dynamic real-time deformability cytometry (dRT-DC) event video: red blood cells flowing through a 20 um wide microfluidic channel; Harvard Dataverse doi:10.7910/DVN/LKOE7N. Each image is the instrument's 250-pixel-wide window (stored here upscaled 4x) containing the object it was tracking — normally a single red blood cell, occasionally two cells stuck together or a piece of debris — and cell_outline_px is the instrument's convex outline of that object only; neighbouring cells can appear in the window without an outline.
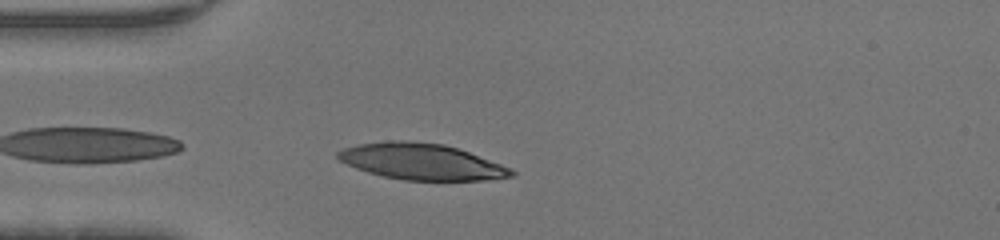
{"species": "human", "species_latin": "Homo sapiens", "temperature_condition": "warm", "stored_images_in_passage": 28, "camera_frame_rate_fps": 3000, "um_per_image_px": 0.085, "donor": {"sex": "male"}, "frame": {"image": 1, "passage_image": 2, "time_ms": 0.333, "image_size_px": [1000, 240], "cell_outline_px": [[516, 172], [512, 176], [484, 180], [404, 180], [384, 176], [368, 172], [356, 168], [340, 160], [336, 156], [336, 152], [344, 148], [360, 144], [388, 140], [408, 140], [444, 144], [468, 152], [500, 164]], "centroid_in_image_um": [35.78, 13.73], "position_along_channel_um": 49.2, "area_um2": 36.13}}
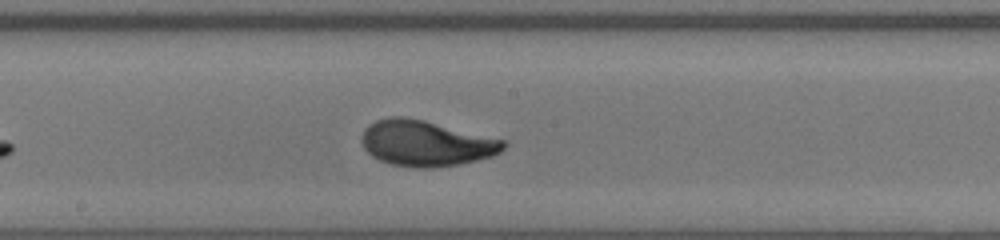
{"frame": {"image": 2, "passage_image": 14, "time_ms": 4.333, "image_size_px": [1000, 240], "cell_outline_px": [[508, 144], [500, 152], [492, 156], [460, 164], [432, 168], [412, 168], [388, 164], [372, 156], [364, 148], [360, 140], [364, 128], [368, 124], [376, 120], [388, 116], [404, 116], [424, 120], [504, 140]], "centroid_in_image_um": [36.16, 12.18], "position_along_channel_um": 212.0, "area_um2": 38.03}}
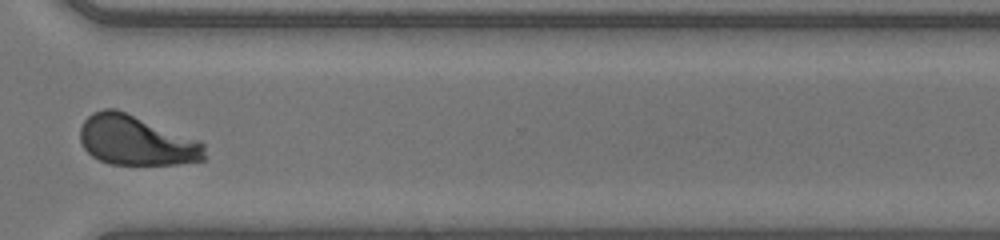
{"frame": {"image": 3, "passage_image": 24, "time_ms": 7.667, "image_size_px": [1000, 240], "cell_outline_px": [[204, 160], [176, 164], [112, 164], [100, 160], [92, 156], [84, 148], [80, 140], [80, 128], [84, 120], [92, 112], [104, 108], [116, 108], [200, 140], [204, 144]], "centroid_in_image_um": [11.56, 11.92], "position_along_channel_um": 359.0, "area_um2": 36.18}}